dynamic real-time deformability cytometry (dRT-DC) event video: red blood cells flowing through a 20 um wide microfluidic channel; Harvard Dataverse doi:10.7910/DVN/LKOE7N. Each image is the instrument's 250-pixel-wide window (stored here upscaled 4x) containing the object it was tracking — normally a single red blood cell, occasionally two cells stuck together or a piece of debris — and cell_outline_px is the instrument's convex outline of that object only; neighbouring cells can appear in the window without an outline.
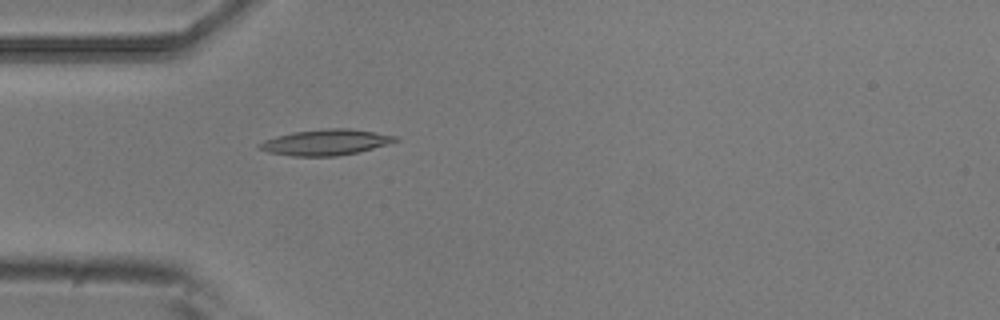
{"species": "common noctule bat (a hibernating species)", "species_latin": "Nyctalus noctula", "temperature_condition": "room temperature", "stored_images_in_passage": 4, "camera_frame_rate_fps": 3000, "um_per_image_px": 0.085, "animal": {"sex": "male", "body_mass_g": 20.5, "forearm_length_mm": 52.5}, "frame": {"image": 1, "passage_image": 4, "time_ms": 1.0, "image_size_px": [1000, 320], "cell_outline_px": [[400, 140], [388, 144], [360, 152], [336, 156], [292, 156], [268, 152], [260, 148], [260, 144], [264, 140], [276, 136], [292, 132], [328, 128], [348, 128], [400, 136]], "centroid_in_image_um": [27.75, 12.09], "position_along_channel_um": 57.2, "area_um2": 20.46}}